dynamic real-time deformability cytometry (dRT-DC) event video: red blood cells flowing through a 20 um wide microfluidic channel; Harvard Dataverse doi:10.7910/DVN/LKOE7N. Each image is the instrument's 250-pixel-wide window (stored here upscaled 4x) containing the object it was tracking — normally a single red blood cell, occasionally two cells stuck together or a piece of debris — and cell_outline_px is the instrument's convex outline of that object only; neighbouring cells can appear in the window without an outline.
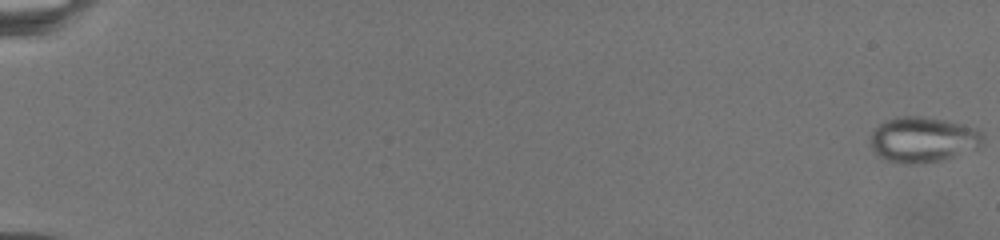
{"species": "common noctule bat (a hibernating species)", "species_latin": "Nyctalus noctula", "temperature_condition": "warm", "stored_images_in_passage": 61, "camera_frame_rate_fps": 3000, "um_per_image_px": 0.085, "animal": {"sex": "female", "body_mass_g": 19.5, "forearm_length_mm": 54.1}, "frame": {"image": 1, "passage_image": 1, "time_ms": 0.0, "image_size_px": [1000, 240], "cell_outline_px": [[984, 140], [980, 148], [956, 156], [940, 160], [912, 164], [904, 164], [888, 160], [876, 156], [872, 148], [872, 132], [880, 124], [888, 120], [900, 116], [920, 116], [944, 120], [976, 128], [984, 132]], "centroid_in_image_um": [78.5, 11.87], "position_along_channel_um": 6.5, "area_um2": 29.77}}
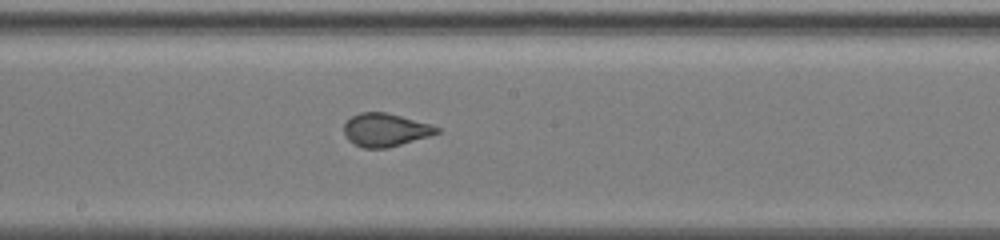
{"frame": {"image": 2, "passage_image": 37, "time_ms": 14.667, "image_size_px": [1000, 240], "cell_outline_px": [[440, 132], [428, 136], [388, 148], [364, 148], [348, 140], [344, 136], [344, 124], [352, 116], [360, 112], [388, 112], [432, 124], [440, 128]], "centroid_in_image_um": [32.76, 11.03], "position_along_channel_um": 215.4, "area_um2": 17.98}}
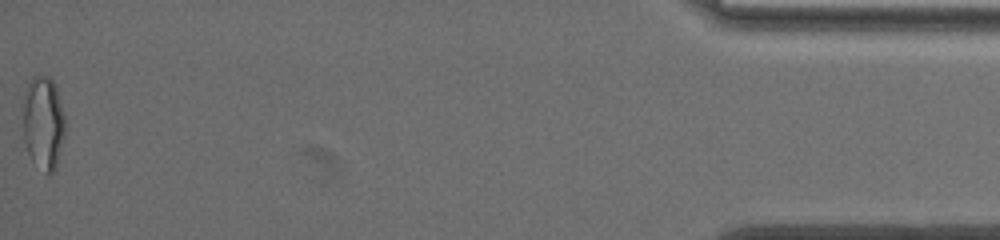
{"frame": {"image": 3, "passage_image": 61, "time_ms": 25.0, "image_size_px": [1000, 240], "cell_outline_px": [[64, 136], [56, 168], [48, 176], [32, 160], [28, 152], [24, 140], [24, 96], [28, 84], [32, 76], [48, 76], [52, 80], [56, 88], [64, 116]], "centroid_in_image_um": [3.69, 10.46], "position_along_channel_um": 431.5, "area_um2": 22.6}}